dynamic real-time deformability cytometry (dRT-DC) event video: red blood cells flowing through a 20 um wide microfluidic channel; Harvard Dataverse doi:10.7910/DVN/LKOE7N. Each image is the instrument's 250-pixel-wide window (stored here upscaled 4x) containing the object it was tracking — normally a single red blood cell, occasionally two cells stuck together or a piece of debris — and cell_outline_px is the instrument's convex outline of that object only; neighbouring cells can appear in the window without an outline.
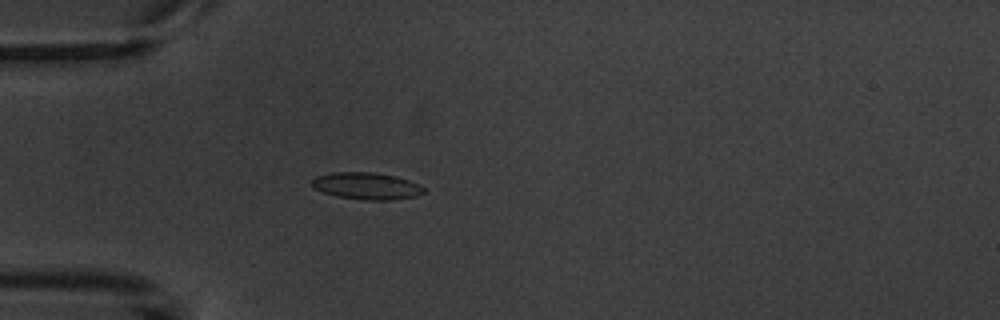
{"species": "common noctule bat (a hibernating species)", "species_latin": "Nyctalus noctula", "temperature_condition": "warm", "stored_images_in_passage": 5, "camera_frame_rate_fps": 3000, "um_per_image_px": 0.085, "animal": {"sex": "male", "body_mass_g": 20.1, "forearm_length_mm": 53.5}, "frame": {"image": 1, "passage_image": 5, "time_ms": 5.333, "image_size_px": [1000, 320], "cell_outline_px": [[424, 192], [416, 196], [392, 200], [368, 200], [336, 196], [312, 188], [312, 180], [316, 176], [332, 172], [372, 172], [396, 176], [420, 184], [424, 188]], "centroid_in_image_um": [31.16, 15.8], "position_along_channel_um": 53.8, "area_um2": 17.57}}